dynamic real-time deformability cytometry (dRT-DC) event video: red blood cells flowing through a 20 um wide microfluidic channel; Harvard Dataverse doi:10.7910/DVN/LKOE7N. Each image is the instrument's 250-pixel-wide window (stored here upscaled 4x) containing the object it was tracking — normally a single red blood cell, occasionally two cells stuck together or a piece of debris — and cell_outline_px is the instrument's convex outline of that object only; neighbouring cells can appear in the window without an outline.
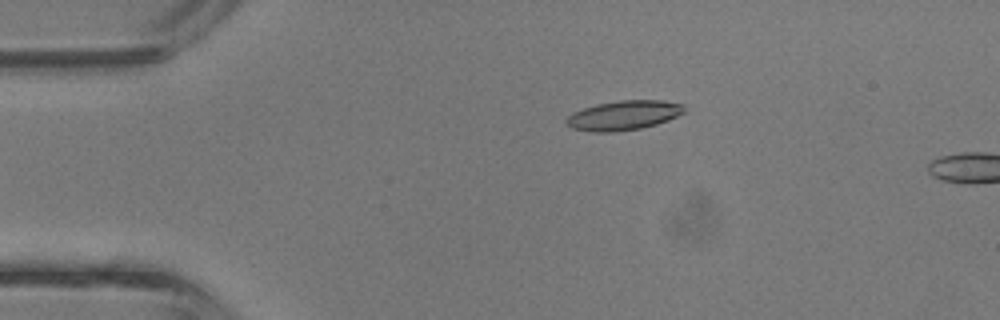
{"species": "common noctule bat (a hibernating species)", "species_latin": "Nyctalus noctula", "temperature_condition": "room temperature", "stored_images_in_passage": 6, "camera_frame_rate_fps": 3000, "um_per_image_px": 0.085, "animal": {"sex": "male", "body_mass_g": 13.3}, "frame": {"image": 1, "passage_image": 4, "time_ms": 1.0, "image_size_px": [1000, 320], "cell_outline_px": [[684, 112], [668, 120], [656, 124], [640, 128], [612, 132], [592, 132], [572, 128], [564, 120], [572, 112], [596, 104], [620, 100], [664, 100], [684, 104]], "centroid_in_image_um": [53.0, 9.79], "position_along_channel_um": 32.0, "area_um2": 20.23}}